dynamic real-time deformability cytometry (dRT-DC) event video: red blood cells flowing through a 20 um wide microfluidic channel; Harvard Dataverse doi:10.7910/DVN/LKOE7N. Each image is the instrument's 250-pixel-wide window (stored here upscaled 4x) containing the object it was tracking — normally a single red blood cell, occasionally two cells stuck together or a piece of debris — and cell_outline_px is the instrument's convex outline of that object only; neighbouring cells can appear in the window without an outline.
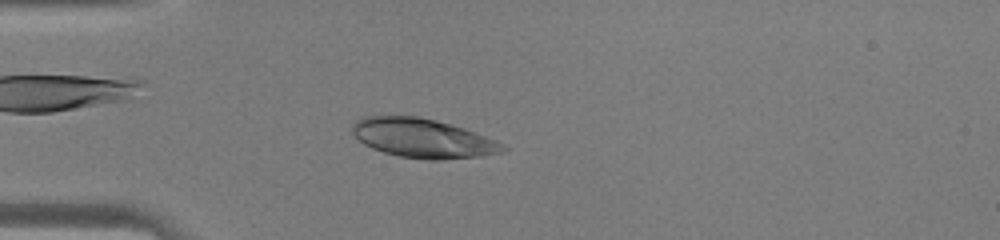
{"species": "human", "species_latin": "Homo sapiens", "temperature_condition": "warm", "stored_images_in_passage": 45, "camera_frame_rate_fps": 3000, "um_per_image_px": 0.085, "donor": {"sex": "male"}, "frame": {"image": 1, "passage_image": 13, "time_ms": 4.0, "image_size_px": [1000, 240], "cell_outline_px": [[508, 148], [504, 152], [480, 156], [440, 160], [428, 160], [400, 156], [384, 152], [372, 148], [364, 144], [352, 132], [352, 124], [356, 120], [364, 116], [416, 116], [436, 120], [464, 128], [496, 140], [504, 144]], "centroid_in_image_um": [35.95, 11.75], "position_along_channel_um": 49.0, "area_um2": 34.28}}
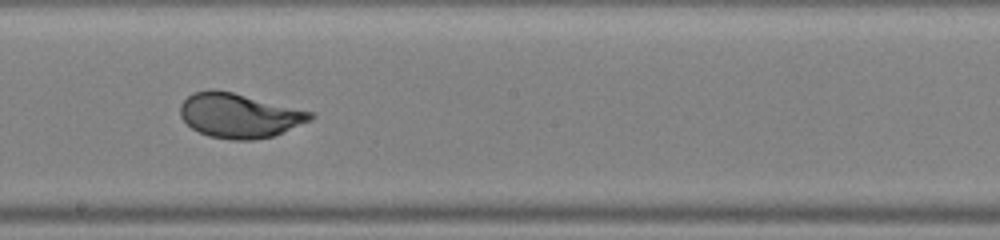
{"frame": {"image": 2, "passage_image": 26, "time_ms": 8.333, "image_size_px": [1000, 240], "cell_outline_px": [[316, 116], [312, 120], [272, 136], [252, 140], [232, 140], [208, 136], [192, 128], [180, 116], [180, 104], [192, 92], [212, 88], [232, 92], [316, 112]], "centroid_in_image_um": [20.35, 9.8], "position_along_channel_um": 227.8, "area_um2": 33.93}}
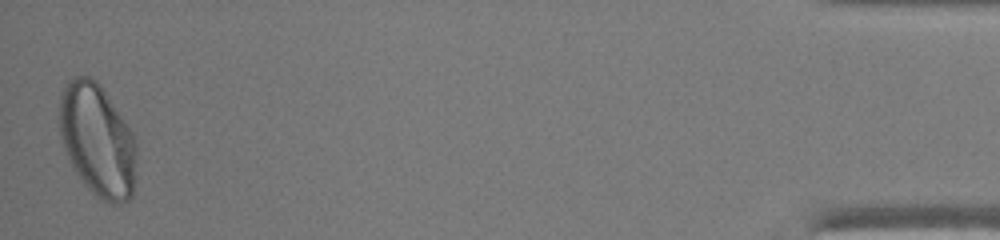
{"frame": {"image": 3, "passage_image": 45, "time_ms": 14.667, "image_size_px": [1000, 240], "cell_outline_px": [[136, 156], [132, 196], [128, 200], [116, 204], [112, 204], [100, 200], [84, 184], [72, 168], [68, 160], [60, 136], [60, 96], [68, 80], [76, 76], [88, 76], [96, 80], [124, 120], [132, 132], [136, 140]], "centroid_in_image_um": [8.27, 11.95], "position_along_channel_um": 426.9, "area_um2": 50.34}}